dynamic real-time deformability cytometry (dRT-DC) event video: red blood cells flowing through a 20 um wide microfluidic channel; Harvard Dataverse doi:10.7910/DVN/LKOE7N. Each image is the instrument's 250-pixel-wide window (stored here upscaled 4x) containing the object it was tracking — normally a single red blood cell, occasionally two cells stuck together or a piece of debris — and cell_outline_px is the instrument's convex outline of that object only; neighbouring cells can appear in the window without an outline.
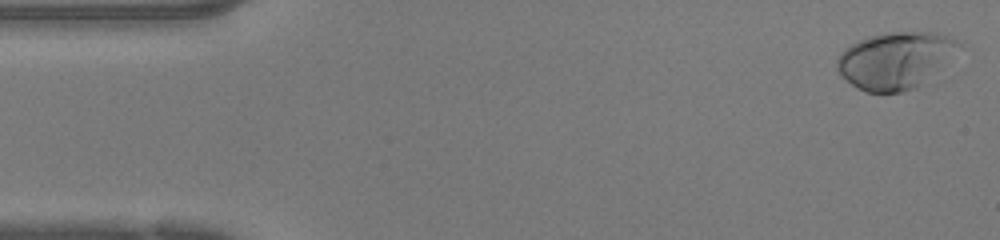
{"species": "human", "species_latin": "Homo sapiens", "temperature_condition": "warm", "stored_images_in_passage": 47, "camera_frame_rate_fps": 3000, "um_per_image_px": 0.085, "donor": {"sex": "female"}, "frame": {"image": 1, "passage_image": 1, "time_ms": 0.0, "image_size_px": [1000, 240], "cell_outline_px": [[960, 44], [916, 88], [900, 92], [868, 92], [856, 88], [840, 76], [836, 68], [836, 60], [844, 48], [860, 40], [872, 36], [888, 32], [936, 32], [956, 40]], "centroid_in_image_um": [75.96, 5.13], "position_along_channel_um": 9.0, "area_um2": 39.07}}
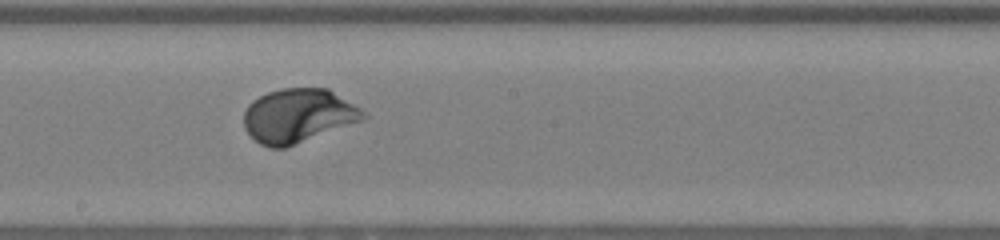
{"frame": {"image": 2, "passage_image": 25, "time_ms": 8.0, "image_size_px": [1000, 240], "cell_outline_px": [[368, 116], [364, 120], [284, 148], [268, 148], [260, 144], [244, 128], [244, 112], [248, 104], [252, 100], [268, 92], [280, 88], [328, 88], [360, 108]], "centroid_in_image_um": [25.34, 9.83], "position_along_channel_um": 222.9, "area_um2": 37.51}}
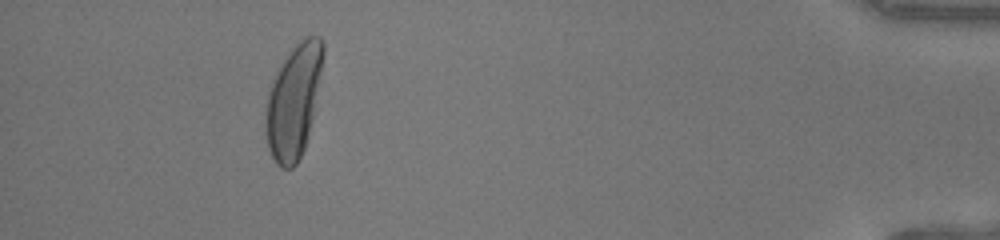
{"frame": {"image": 3, "passage_image": 43, "time_ms": 14.0, "image_size_px": [1000, 240], "cell_outline_px": [[324, 52], [312, 116], [308, 136], [304, 148], [296, 164], [292, 168], [280, 168], [276, 164], [268, 148], [264, 132], [264, 116], [268, 88], [276, 72], [292, 48], [304, 36], [320, 36], [324, 44]], "centroid_in_image_um": [24.91, 8.61], "position_along_channel_um": 410.3, "area_um2": 37.8}, "authors_computed_cell_mechanics": {"area_um2": 36.7608, "velocity_mm_per_s": 4.2212, "shape_relaxation_time_tau1_ms": 2.1526, "shape_relaxation_time_tau2_ms": null, "deformation_change_tau1": 0.182, "deformation_change_tau2": null}}